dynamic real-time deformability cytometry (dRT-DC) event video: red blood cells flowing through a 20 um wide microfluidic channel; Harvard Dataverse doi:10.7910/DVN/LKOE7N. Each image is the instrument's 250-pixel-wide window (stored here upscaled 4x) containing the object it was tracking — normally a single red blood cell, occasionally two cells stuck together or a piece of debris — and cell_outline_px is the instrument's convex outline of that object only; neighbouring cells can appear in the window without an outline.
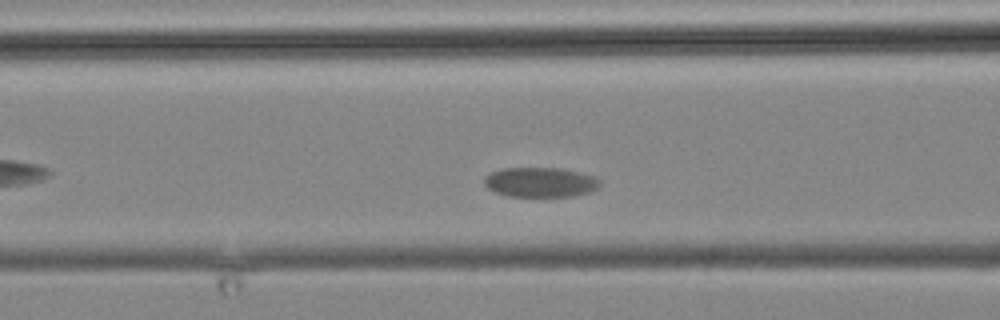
{"species": "common noctule bat (a hibernating species)", "species_latin": "Nyctalus noctula", "temperature_condition": "cold", "stored_images_in_passage": 4, "camera_frame_rate_fps": 3000, "um_per_image_px": 0.085, "animal": {"sex": "male", "body_mass_g": 19.2, "forearm_length_mm": 51.8}, "frame": {"image": 1, "passage_image": 4, "time_ms": 3.667, "image_size_px": [1000, 320], "cell_outline_px": [[600, 184], [592, 192], [572, 196], [508, 196], [496, 192], [488, 188], [484, 184], [484, 176], [492, 172], [504, 168], [560, 168], [580, 172], [596, 176], [600, 180]], "centroid_in_image_um": [45.95, 15.48], "position_along_channel_um": 120.6, "area_um2": 20.11}}